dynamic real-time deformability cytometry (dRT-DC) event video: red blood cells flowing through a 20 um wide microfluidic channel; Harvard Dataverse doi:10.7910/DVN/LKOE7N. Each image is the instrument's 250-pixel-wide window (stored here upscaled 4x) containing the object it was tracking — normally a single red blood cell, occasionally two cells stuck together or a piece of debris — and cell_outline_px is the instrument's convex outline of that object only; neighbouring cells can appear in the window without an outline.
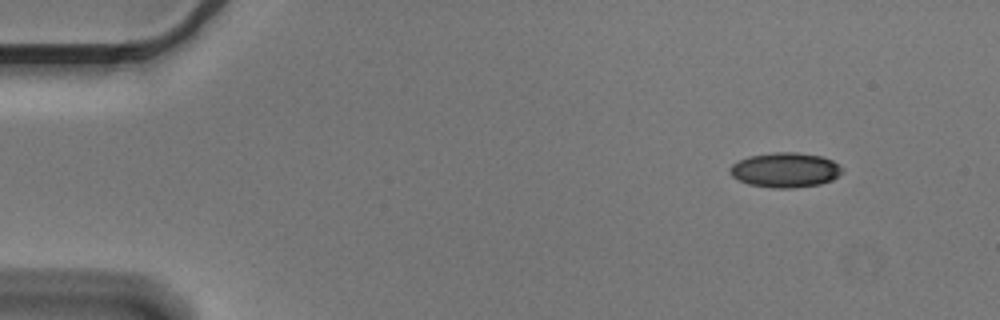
{"species": "Egyptian fruit bat (a non-hibernating species)", "species_latin": "Rousettus aegyptiacus", "temperature_condition": "cold", "stored_images_in_passage": 4, "camera_frame_rate_fps": 3000, "um_per_image_px": 0.085, "animal": {"sex": "male"}, "frame": {"image": 1, "passage_image": 1, "time_ms": 0.0, "image_size_px": [1000, 320], "cell_outline_px": [[844, 172], [832, 180], [820, 184], [792, 188], [772, 188], [748, 184], [736, 180], [728, 172], [728, 168], [732, 164], [748, 156], [772, 152], [796, 152], [820, 156], [832, 160], [840, 164], [844, 168]], "centroid_in_image_um": [66.74, 14.45], "position_along_channel_um": 18.3, "area_um2": 23.12}}
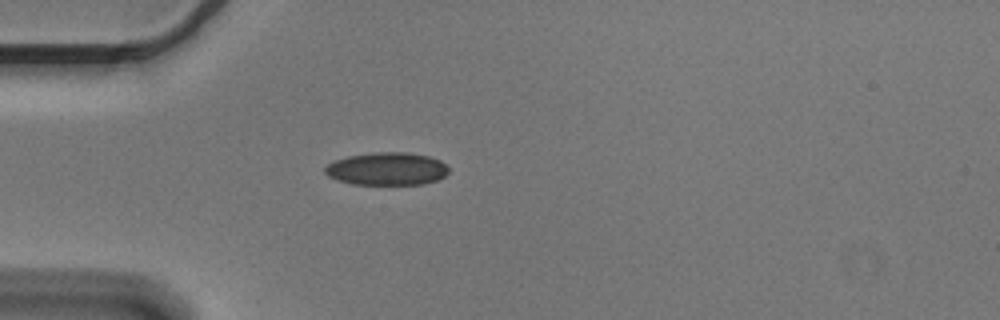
{"frame": {"image": 2, "passage_image": 4, "time_ms": 1.0, "image_size_px": [1000, 320], "cell_outline_px": [[448, 172], [444, 176], [436, 180], [424, 184], [352, 184], [336, 180], [328, 176], [324, 172], [324, 168], [332, 160], [348, 156], [376, 152], [408, 152], [428, 156], [440, 160], [448, 168]], "centroid_in_image_um": [32.85, 14.35], "position_along_channel_um": 52.2, "area_um2": 23.7}}